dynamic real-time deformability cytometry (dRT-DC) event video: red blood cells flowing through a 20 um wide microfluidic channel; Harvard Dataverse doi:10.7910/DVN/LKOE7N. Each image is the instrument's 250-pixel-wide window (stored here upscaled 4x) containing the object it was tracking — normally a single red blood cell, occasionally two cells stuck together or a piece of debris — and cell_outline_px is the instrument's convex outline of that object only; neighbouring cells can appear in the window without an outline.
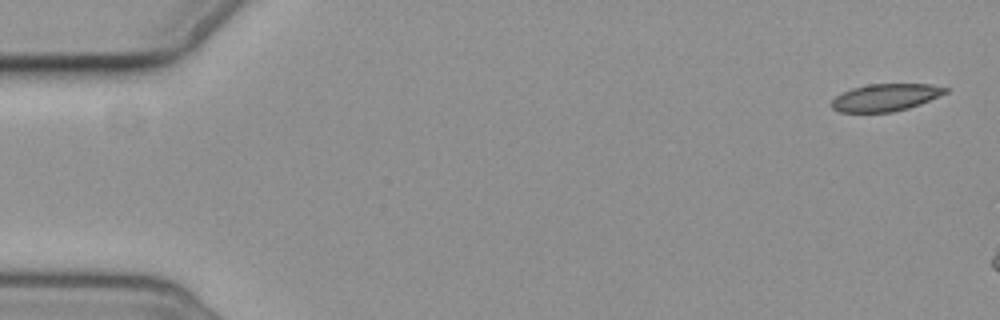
{"species": "common noctule bat (a hibernating species)", "species_latin": "Nyctalus noctula", "temperature_condition": "cold", "stored_images_in_passage": 4, "camera_frame_rate_fps": 3000, "um_per_image_px": 0.085, "animal": {"sex": "female", "body_mass_g": 19.3, "forearm_length_mm": 54.1}, "frame": {"image": 1, "passage_image": 1, "time_ms": 0.0, "image_size_px": [1000, 320], "cell_outline_px": [[948, 92], [920, 104], [908, 108], [892, 112], [840, 112], [832, 108], [832, 100], [840, 92], [852, 88], [868, 84], [932, 84], [948, 88]], "centroid_in_image_um": [75.26, 8.27], "position_along_channel_um": 9.7, "area_um2": 18.09}}